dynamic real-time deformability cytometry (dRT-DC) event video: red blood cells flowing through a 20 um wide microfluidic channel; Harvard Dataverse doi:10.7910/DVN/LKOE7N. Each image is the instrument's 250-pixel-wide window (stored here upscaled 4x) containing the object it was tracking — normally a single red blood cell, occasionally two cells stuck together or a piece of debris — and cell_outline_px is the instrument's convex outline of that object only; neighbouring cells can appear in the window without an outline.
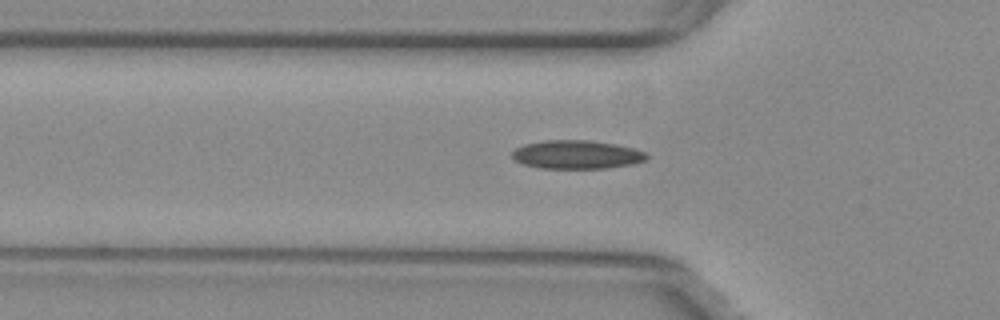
{"species": "common noctule bat (a hibernating species)", "species_latin": "Nyctalus noctula", "temperature_condition": "warm", "stored_images_in_passage": 38, "camera_frame_rate_fps": 3000, "um_per_image_px": 0.085, "animal": {"sex": "female", "body_mass_g": 29.2, "forearm_length_mm": 56.3}, "frame": {"image": 1, "passage_image": 3, "time_ms": 0.667, "image_size_px": [1000, 320], "cell_outline_px": [[648, 156], [644, 160], [632, 164], [608, 168], [540, 168], [520, 164], [512, 156], [512, 152], [516, 148], [524, 144], [544, 140], [588, 140], [616, 144], [632, 148], [644, 152]], "centroid_in_image_um": [48.98, 13.14], "position_along_channel_um": 76.8, "area_um2": 22.31}}
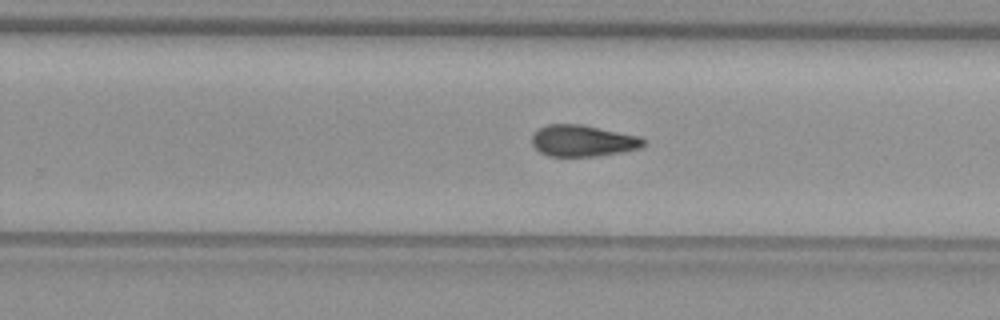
{"frame": {"image": 2, "passage_image": 19, "time_ms": 6.0, "image_size_px": [1000, 320], "cell_outline_px": [[648, 144], [640, 148], [624, 152], [596, 156], [548, 156], [540, 152], [532, 144], [532, 132], [548, 124], [580, 124], [640, 136]], "centroid_in_image_um": [49.55, 11.97], "position_along_channel_um": 280.2, "area_um2": 20.58}}
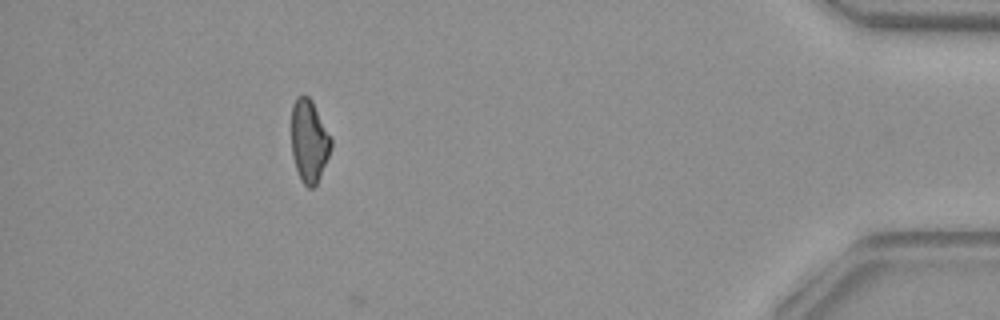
{"frame": {"image": 3, "passage_image": 34, "time_ms": 11.0, "image_size_px": [1000, 320], "cell_outline_px": [[332, 148], [320, 176], [316, 184], [312, 188], [308, 188], [300, 180], [292, 156], [292, 104], [296, 96], [308, 96], [312, 100], [332, 140]], "centroid_in_image_um": [26.27, 11.99], "position_along_channel_um": 408.9, "area_um2": 19.02}, "authors_computed_cell_mechanics": {"area_um2": 20.6635, "velocity_mm_per_s": 3.8111, "shape_relaxation_time_tau1_ms": null, "shape_relaxation_time_tau2_ms": 5.192, "deformation_change_tau1": null, "deformation_change_tau2": 0.1139}}